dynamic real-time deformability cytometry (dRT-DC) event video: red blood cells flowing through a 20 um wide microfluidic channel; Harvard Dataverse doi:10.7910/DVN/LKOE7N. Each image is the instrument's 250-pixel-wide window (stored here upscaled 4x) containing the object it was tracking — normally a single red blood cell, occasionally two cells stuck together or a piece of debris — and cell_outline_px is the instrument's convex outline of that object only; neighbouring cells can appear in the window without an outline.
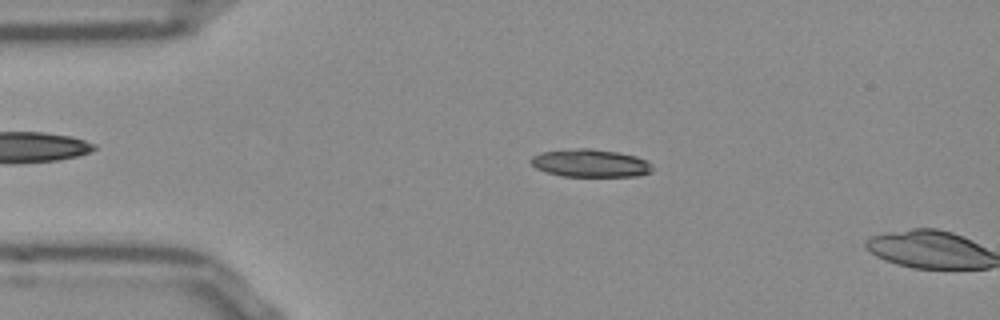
{"species": "Egyptian fruit bat (a non-hibernating species)", "species_latin": "Rousettus aegyptiacus", "temperature_condition": "room temperature", "stored_images_in_passage": 11, "camera_frame_rate_fps": 3000, "um_per_image_px": 0.085, "frame": {"image": 1, "passage_image": 10, "time_ms": 3.0, "image_size_px": [1000, 320], "cell_outline_px": [[652, 172], [636, 176], [564, 176], [548, 172], [536, 168], [528, 160], [532, 156], [540, 152], [576, 148], [588, 148], [616, 152], [636, 156], [644, 160], [652, 168]], "centroid_in_image_um": [50.13, 13.86], "position_along_channel_um": 34.9, "area_um2": 19.48}}